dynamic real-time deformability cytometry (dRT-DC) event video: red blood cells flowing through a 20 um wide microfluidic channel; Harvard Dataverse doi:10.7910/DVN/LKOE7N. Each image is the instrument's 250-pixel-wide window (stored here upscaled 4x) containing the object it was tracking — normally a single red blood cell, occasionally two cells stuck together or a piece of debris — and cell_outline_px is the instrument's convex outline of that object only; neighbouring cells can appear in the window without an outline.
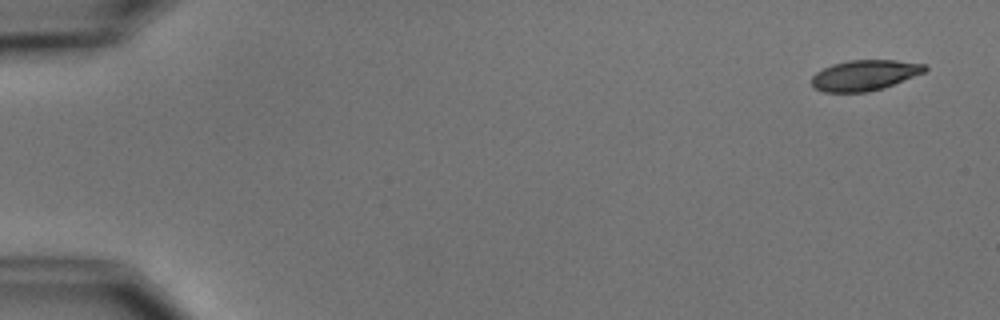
{"species": "common noctule bat (a hibernating species)", "species_latin": "Nyctalus noctula", "temperature_condition": "cold", "stored_images_in_passage": 5, "camera_frame_rate_fps": 3000, "um_per_image_px": 0.085, "animal": {"sex": "male", "body_mass_g": 15.6}, "frame": {"image": 1, "passage_image": 1, "time_ms": 0.0, "image_size_px": [1000, 320], "cell_outline_px": [[928, 68], [924, 72], [884, 88], [868, 92], [824, 92], [816, 88], [812, 84], [812, 76], [816, 72], [832, 64], [848, 60], [896, 60], [924, 64]], "centroid_in_image_um": [73.49, 6.39], "position_along_channel_um": 11.5, "area_um2": 20.06}}
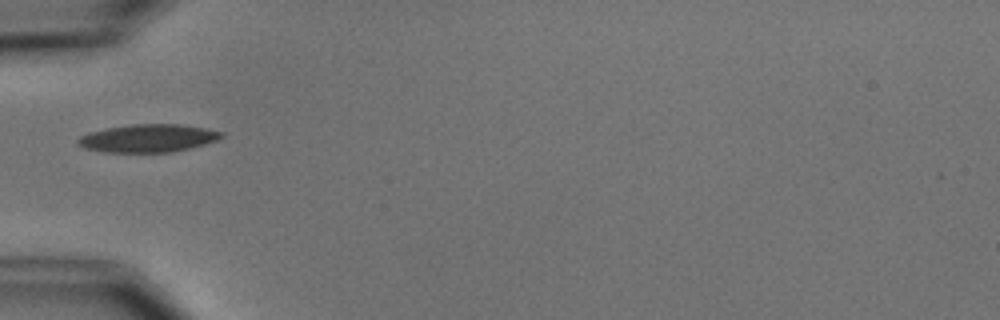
{"frame": {"image": 2, "passage_image": 5, "time_ms": 5.333, "image_size_px": [1000, 320], "cell_outline_px": [[224, 136], [216, 140], [204, 144], [172, 152], [104, 152], [84, 148], [76, 144], [76, 140], [80, 136], [88, 132], [108, 128], [132, 124], [180, 124], [204, 128], [224, 132]], "centroid_in_image_um": [12.55, 11.75], "position_along_channel_um": 72.4, "area_um2": 23.29}}